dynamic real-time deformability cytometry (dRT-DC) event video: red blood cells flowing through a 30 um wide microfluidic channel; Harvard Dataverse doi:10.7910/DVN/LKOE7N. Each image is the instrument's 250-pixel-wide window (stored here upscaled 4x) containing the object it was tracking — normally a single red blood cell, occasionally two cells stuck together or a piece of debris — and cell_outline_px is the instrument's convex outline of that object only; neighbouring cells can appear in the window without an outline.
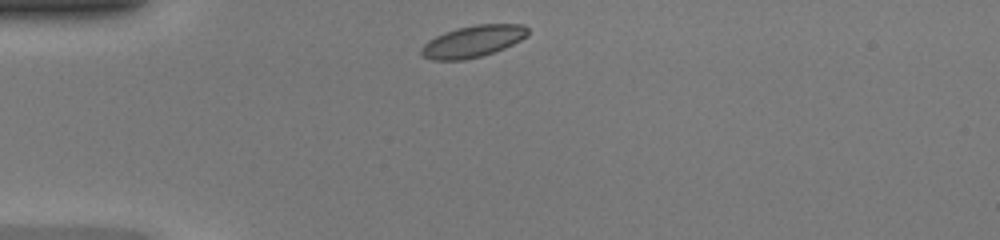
{"species": "common noctule bat (a hibernating species)", "species_latin": "Nyctalus noctula", "temperature_condition": "warm", "stored_images_in_passage": 36, "camera_frame_rate_fps": 3000, "um_per_image_px": 0.085, "animal": {"sex": "female", "body_mass_g": 20.0, "forearm_length_mm": 54.0}, "frame": {"image": 1, "passage_image": 1, "time_ms": 0.0, "image_size_px": [1000, 240], "cell_outline_px": [[528, 36], [504, 48], [480, 56], [464, 60], [432, 60], [420, 56], [420, 48], [428, 40], [444, 32], [456, 28], [476, 24], [524, 24], [528, 28]], "centroid_in_image_um": [40.16, 3.51], "position_along_channel_um": 44.8, "area_um2": 19.77}}
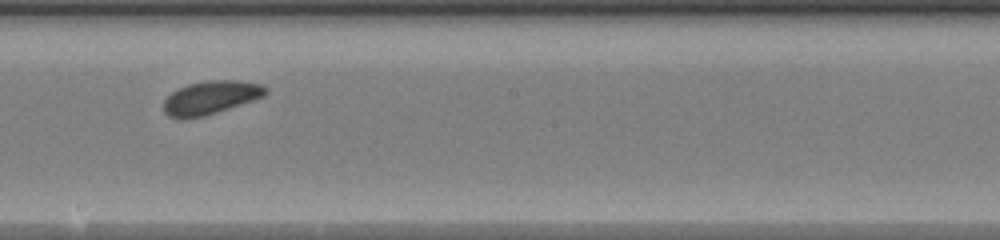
{"frame": {"image": 2, "passage_image": 16, "time_ms": 5.0, "image_size_px": [1000, 240], "cell_outline_px": [[268, 92], [264, 96], [204, 116], [184, 120], [180, 120], [168, 116], [164, 112], [164, 100], [172, 92], [188, 84], [208, 80], [240, 80], [260, 84], [268, 88]], "centroid_in_image_um": [17.89, 8.3], "position_along_channel_um": 230.3, "area_um2": 19.83}}
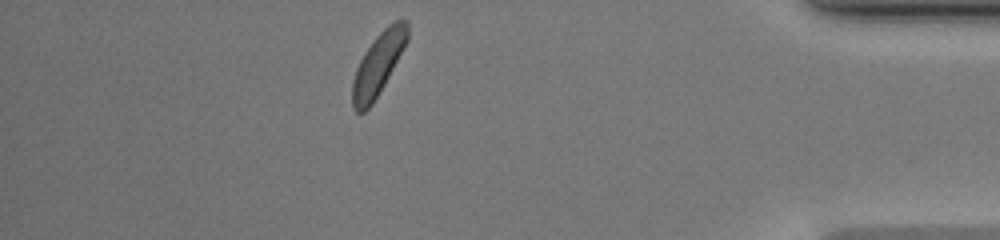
{"frame": {"image": 3, "passage_image": 31, "time_ms": 10.0, "image_size_px": [1000, 240], "cell_outline_px": [[408, 40], [384, 84], [372, 104], [364, 112], [356, 112], [352, 108], [352, 80], [356, 68], [364, 52], [376, 36], [392, 20], [400, 16], [408, 20]], "centroid_in_image_um": [32.15, 5.39], "position_along_channel_um": 403.1, "area_um2": 20.06}, "authors_computed_cell_mechanics": {"area_um2": 19.8832, "velocity_mm_per_s": 4.2588, "shape_relaxation_time_tau1_ms": 1.2696, "shape_relaxation_time_tau2_ms": null, "deformation_change_tau1": 0.0696, "deformation_change_tau2": null}}